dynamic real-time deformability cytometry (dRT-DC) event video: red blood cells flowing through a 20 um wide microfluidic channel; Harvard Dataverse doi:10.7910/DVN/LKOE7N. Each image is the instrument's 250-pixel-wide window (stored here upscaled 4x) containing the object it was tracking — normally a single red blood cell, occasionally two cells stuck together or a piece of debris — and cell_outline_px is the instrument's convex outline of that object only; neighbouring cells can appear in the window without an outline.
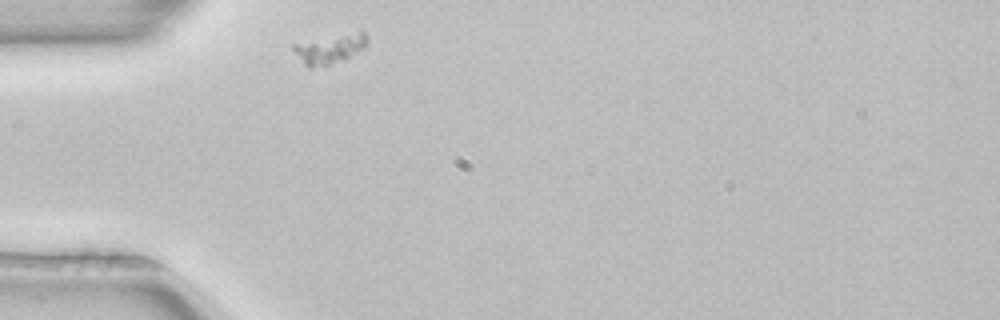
{"species": "common noctule bat (a hibernating species)", "species_latin": "Nyctalus noctula", "temperature_condition": "room temperature", "stored_images_in_passage": 30, "camera_frame_rate_fps": 3000, "um_per_image_px": 0.085, "animal": {"sex": "female", "body_mass_g": 22.7, "forearm_length_mm": 54.2}, "frame": {"image": 1, "passage_image": 1, "time_ms": 0.0, "image_size_px": [1000, 320], "cell_outline_px": [[368, 44], [364, 48], [344, 60], [312, 68], [308, 68], [304, 64], [292, 48], [292, 44], [360, 32], [364, 32], [368, 40]], "centroid_in_image_um": [28.05, 4.18], "position_along_channel_um": 57.0, "area_um2": 12.02}}
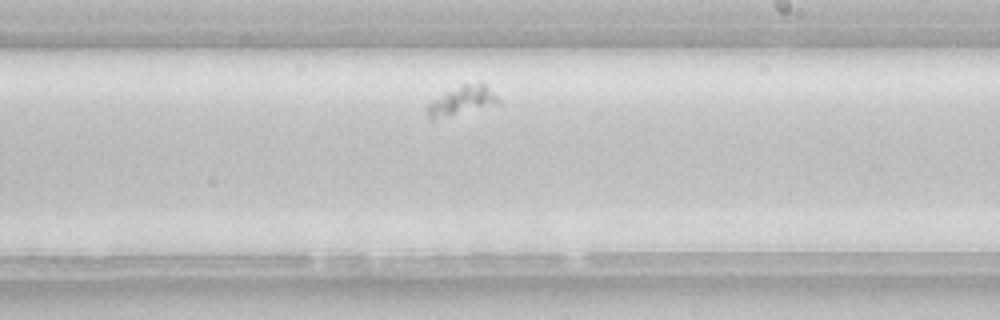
{"frame": {"image": 2, "passage_image": 18, "time_ms": 5.667, "image_size_px": [1000, 320], "cell_outline_px": [[496, 104], [432, 120], [428, 116], [428, 104], [432, 100], [444, 92], [460, 84], [480, 80], [496, 96]], "centroid_in_image_um": [39.21, 8.5], "position_along_channel_um": 249.8, "area_um2": 11.73}}